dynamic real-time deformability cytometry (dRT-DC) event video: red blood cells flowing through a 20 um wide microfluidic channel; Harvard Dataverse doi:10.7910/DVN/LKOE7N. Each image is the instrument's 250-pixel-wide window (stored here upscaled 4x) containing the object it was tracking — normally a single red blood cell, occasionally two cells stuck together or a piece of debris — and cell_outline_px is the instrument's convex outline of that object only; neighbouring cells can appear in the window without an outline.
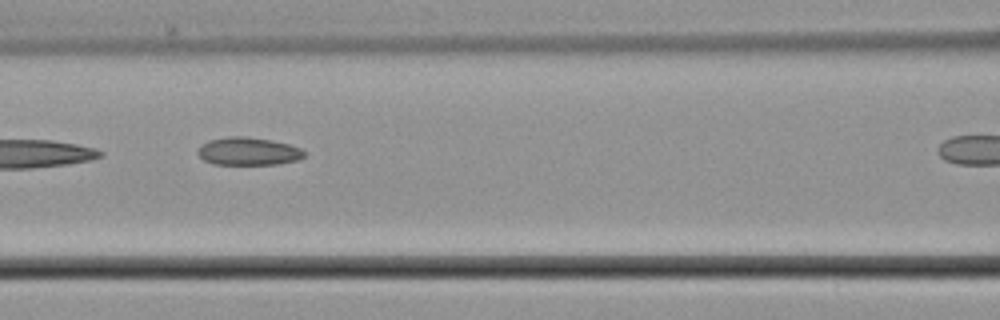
{"species": "common noctule bat (a hibernating species)", "species_latin": "Nyctalus noctula", "temperature_condition": "cold", "stored_images_in_passage": 10, "camera_frame_rate_fps": 3000, "um_per_image_px": 0.085, "animal": {"sex": "male", "body_mass_g": 21.5, "forearm_length_mm": 52.0}, "frame": {"image": 1, "passage_image": 7, "time_ms": 10.0, "image_size_px": [1000, 320], "cell_outline_px": [[304, 156], [296, 160], [276, 164], [212, 164], [204, 160], [196, 152], [208, 140], [228, 136], [244, 136], [268, 140], [288, 144], [300, 148], [304, 152]], "centroid_in_image_um": [21.07, 12.86], "position_along_channel_um": 145.5, "area_um2": 16.99}}